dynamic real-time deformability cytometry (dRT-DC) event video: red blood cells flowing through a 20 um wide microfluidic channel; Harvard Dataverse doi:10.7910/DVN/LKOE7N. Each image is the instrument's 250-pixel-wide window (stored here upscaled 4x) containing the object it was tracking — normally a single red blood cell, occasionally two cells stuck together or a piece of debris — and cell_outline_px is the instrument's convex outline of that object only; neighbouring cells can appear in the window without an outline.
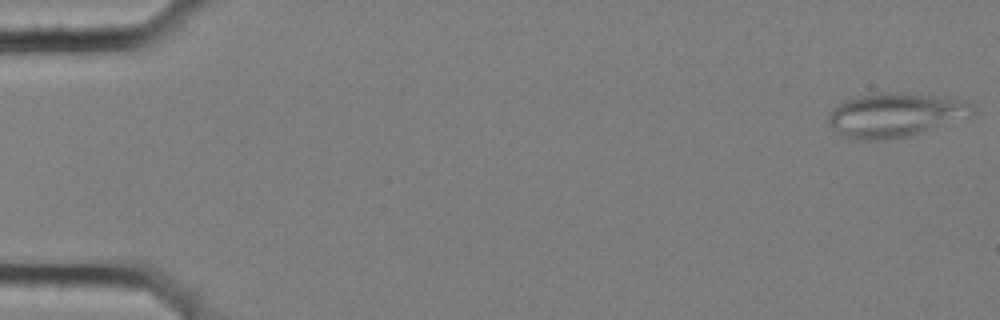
{"species": "common noctule bat (a hibernating species)", "species_latin": "Nyctalus noctula", "temperature_condition": "cold", "stored_images_in_passage": 13, "camera_frame_rate_fps": 3000, "um_per_image_px": 0.085, "animal": {"sex": "female", "body_mass_g": 25.1}, "frame": {"image": 1, "passage_image": 1, "time_ms": 0.0, "image_size_px": [1000, 320], "cell_outline_px": [[972, 116], [908, 136], [888, 140], [860, 140], [844, 136], [828, 124], [828, 116], [844, 100], [856, 96], [900, 92], [964, 100], [972, 104]], "centroid_in_image_um": [76.09, 9.79], "position_along_channel_um": 8.9, "area_um2": 36.36}}